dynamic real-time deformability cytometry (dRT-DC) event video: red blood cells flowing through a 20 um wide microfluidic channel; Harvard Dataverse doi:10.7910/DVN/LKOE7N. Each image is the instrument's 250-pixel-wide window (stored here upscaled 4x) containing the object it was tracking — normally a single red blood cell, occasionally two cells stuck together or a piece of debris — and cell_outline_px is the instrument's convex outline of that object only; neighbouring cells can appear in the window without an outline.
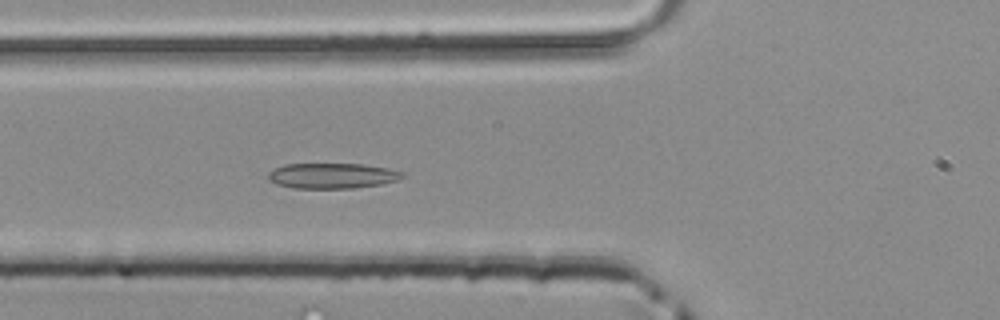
{"species": "common noctule bat (a hibernating species)", "species_latin": "Nyctalus noctula", "temperature_condition": "room temperature", "stored_images_in_passage": 48, "camera_frame_rate_fps": 3000, "um_per_image_px": 0.085, "animal": {"sex": "male", "body_mass_g": 20.4}, "frame": {"image": 1, "passage_image": 18, "time_ms": 5.667, "image_size_px": [1000, 320], "cell_outline_px": [[404, 176], [396, 180], [380, 184], [352, 188], [292, 188], [276, 184], [268, 180], [268, 172], [284, 164], [364, 164], [388, 168], [404, 172]], "centroid_in_image_um": [28.21, 14.93], "position_along_channel_um": 97.6, "area_um2": 19.83}}
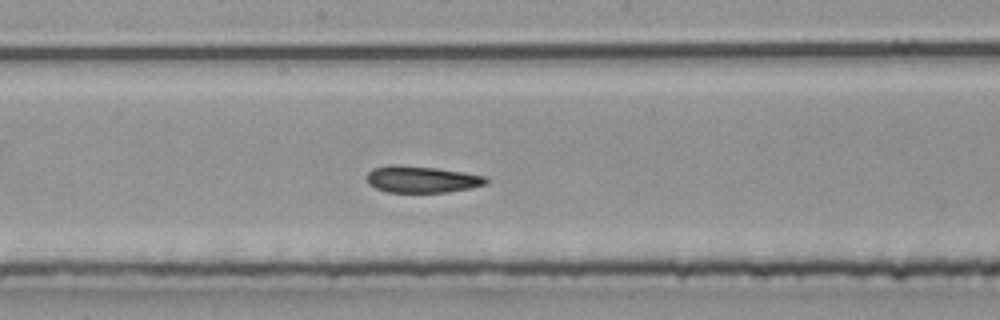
{"frame": {"image": 2, "passage_image": 26, "time_ms": 8.333, "image_size_px": [1000, 320], "cell_outline_px": [[488, 184], [448, 192], [388, 192], [376, 188], [368, 184], [368, 172], [372, 168], [388, 164], [392, 164], [436, 168], [484, 176], [488, 180]], "centroid_in_image_um": [35.81, 15.24], "position_along_channel_um": 212.4, "area_um2": 18.38}}
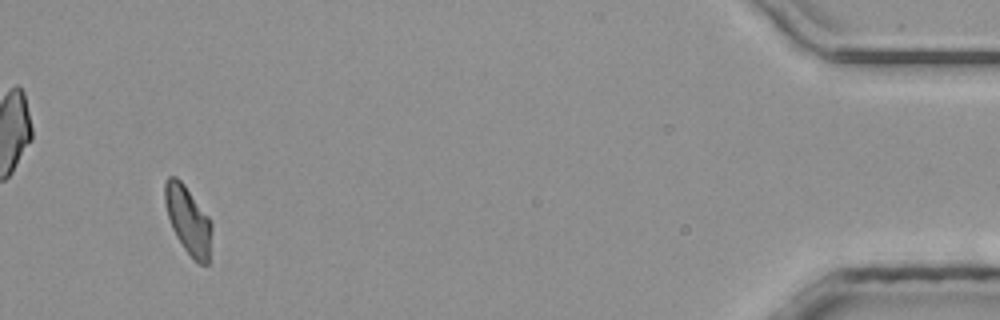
{"frame": {"image": 3, "passage_image": 46, "time_ms": 15.0, "image_size_px": [1000, 320], "cell_outline_px": [[212, 232], [208, 264], [200, 264], [192, 260], [176, 236], [172, 228], [164, 204], [164, 180], [168, 176], [176, 176], [184, 184], [208, 216], [212, 224]], "centroid_in_image_um": [15.98, 18.71], "position_along_channel_um": 419.2, "area_um2": 18.67}}